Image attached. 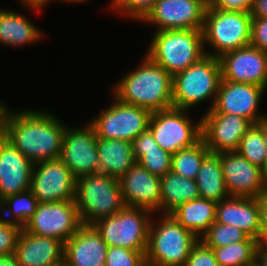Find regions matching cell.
<instances>
[{"label": "cell", "instance_id": "1", "mask_svg": "<svg viewBox=\"0 0 267 266\" xmlns=\"http://www.w3.org/2000/svg\"><path fill=\"white\" fill-rule=\"evenodd\" d=\"M9 109L0 102V134L6 140L33 163L60 158L66 124L47 111Z\"/></svg>", "mask_w": 267, "mask_h": 266}, {"label": "cell", "instance_id": "2", "mask_svg": "<svg viewBox=\"0 0 267 266\" xmlns=\"http://www.w3.org/2000/svg\"><path fill=\"white\" fill-rule=\"evenodd\" d=\"M138 66L113 86V95L151 112L172 108L173 77L146 54Z\"/></svg>", "mask_w": 267, "mask_h": 266}, {"label": "cell", "instance_id": "3", "mask_svg": "<svg viewBox=\"0 0 267 266\" xmlns=\"http://www.w3.org/2000/svg\"><path fill=\"white\" fill-rule=\"evenodd\" d=\"M146 55L172 77L206 55L203 31L177 29L155 31Z\"/></svg>", "mask_w": 267, "mask_h": 266}, {"label": "cell", "instance_id": "4", "mask_svg": "<svg viewBox=\"0 0 267 266\" xmlns=\"http://www.w3.org/2000/svg\"><path fill=\"white\" fill-rule=\"evenodd\" d=\"M250 11L216 9L208 3L204 14L203 40L207 55L221 57L251 43ZM213 52L208 51L207 46Z\"/></svg>", "mask_w": 267, "mask_h": 266}, {"label": "cell", "instance_id": "5", "mask_svg": "<svg viewBox=\"0 0 267 266\" xmlns=\"http://www.w3.org/2000/svg\"><path fill=\"white\" fill-rule=\"evenodd\" d=\"M221 75L219 58L205 55L199 61L173 76L172 106L190 110L211 98L208 110L216 100Z\"/></svg>", "mask_w": 267, "mask_h": 266}, {"label": "cell", "instance_id": "6", "mask_svg": "<svg viewBox=\"0 0 267 266\" xmlns=\"http://www.w3.org/2000/svg\"><path fill=\"white\" fill-rule=\"evenodd\" d=\"M74 202L84 225H93L102 218L115 215L126 206L119 179L102 173L76 179Z\"/></svg>", "mask_w": 267, "mask_h": 266}, {"label": "cell", "instance_id": "7", "mask_svg": "<svg viewBox=\"0 0 267 266\" xmlns=\"http://www.w3.org/2000/svg\"><path fill=\"white\" fill-rule=\"evenodd\" d=\"M151 220L146 250L147 266H185L193 245L199 240L172 215Z\"/></svg>", "mask_w": 267, "mask_h": 266}, {"label": "cell", "instance_id": "8", "mask_svg": "<svg viewBox=\"0 0 267 266\" xmlns=\"http://www.w3.org/2000/svg\"><path fill=\"white\" fill-rule=\"evenodd\" d=\"M153 212L125 206L115 215L93 224L109 247H121L146 253Z\"/></svg>", "mask_w": 267, "mask_h": 266}, {"label": "cell", "instance_id": "9", "mask_svg": "<svg viewBox=\"0 0 267 266\" xmlns=\"http://www.w3.org/2000/svg\"><path fill=\"white\" fill-rule=\"evenodd\" d=\"M188 112L172 107L151 114L148 129L158 146L172 155L192 147L202 138L201 117L194 122Z\"/></svg>", "mask_w": 267, "mask_h": 266}, {"label": "cell", "instance_id": "10", "mask_svg": "<svg viewBox=\"0 0 267 266\" xmlns=\"http://www.w3.org/2000/svg\"><path fill=\"white\" fill-rule=\"evenodd\" d=\"M106 107L89 124L94 128L97 138L119 139L132 142L139 134L148 129L152 112L117 99Z\"/></svg>", "mask_w": 267, "mask_h": 266}, {"label": "cell", "instance_id": "11", "mask_svg": "<svg viewBox=\"0 0 267 266\" xmlns=\"http://www.w3.org/2000/svg\"><path fill=\"white\" fill-rule=\"evenodd\" d=\"M74 201L39 203L23 229L33 235L68 241L82 226Z\"/></svg>", "mask_w": 267, "mask_h": 266}, {"label": "cell", "instance_id": "12", "mask_svg": "<svg viewBox=\"0 0 267 266\" xmlns=\"http://www.w3.org/2000/svg\"><path fill=\"white\" fill-rule=\"evenodd\" d=\"M76 178L60 158L34 163L30 191L39 203L74 201Z\"/></svg>", "mask_w": 267, "mask_h": 266}, {"label": "cell", "instance_id": "13", "mask_svg": "<svg viewBox=\"0 0 267 266\" xmlns=\"http://www.w3.org/2000/svg\"><path fill=\"white\" fill-rule=\"evenodd\" d=\"M207 5L206 0H156L141 22L155 26L156 31L203 30Z\"/></svg>", "mask_w": 267, "mask_h": 266}, {"label": "cell", "instance_id": "14", "mask_svg": "<svg viewBox=\"0 0 267 266\" xmlns=\"http://www.w3.org/2000/svg\"><path fill=\"white\" fill-rule=\"evenodd\" d=\"M74 128L66 127L60 159L78 179L98 173L99 161L94 128L88 122L83 127Z\"/></svg>", "mask_w": 267, "mask_h": 266}, {"label": "cell", "instance_id": "15", "mask_svg": "<svg viewBox=\"0 0 267 266\" xmlns=\"http://www.w3.org/2000/svg\"><path fill=\"white\" fill-rule=\"evenodd\" d=\"M266 89L248 83H235L221 79L213 108L205 113H229L242 116L252 124L267 117L258 111Z\"/></svg>", "mask_w": 267, "mask_h": 266}, {"label": "cell", "instance_id": "16", "mask_svg": "<svg viewBox=\"0 0 267 266\" xmlns=\"http://www.w3.org/2000/svg\"><path fill=\"white\" fill-rule=\"evenodd\" d=\"M220 162L230 196L256 198L267 190V175L237 151L221 152Z\"/></svg>", "mask_w": 267, "mask_h": 266}, {"label": "cell", "instance_id": "17", "mask_svg": "<svg viewBox=\"0 0 267 266\" xmlns=\"http://www.w3.org/2000/svg\"><path fill=\"white\" fill-rule=\"evenodd\" d=\"M222 79L267 89V53L249 44L219 57Z\"/></svg>", "mask_w": 267, "mask_h": 266}, {"label": "cell", "instance_id": "18", "mask_svg": "<svg viewBox=\"0 0 267 266\" xmlns=\"http://www.w3.org/2000/svg\"><path fill=\"white\" fill-rule=\"evenodd\" d=\"M201 116V136L212 153L237 151L241 138L252 126L248 119L229 113Z\"/></svg>", "mask_w": 267, "mask_h": 266}, {"label": "cell", "instance_id": "19", "mask_svg": "<svg viewBox=\"0 0 267 266\" xmlns=\"http://www.w3.org/2000/svg\"><path fill=\"white\" fill-rule=\"evenodd\" d=\"M126 206L145 208L160 214L161 180L137 162L119 179Z\"/></svg>", "mask_w": 267, "mask_h": 266}, {"label": "cell", "instance_id": "20", "mask_svg": "<svg viewBox=\"0 0 267 266\" xmlns=\"http://www.w3.org/2000/svg\"><path fill=\"white\" fill-rule=\"evenodd\" d=\"M34 163L0 134V200L30 189Z\"/></svg>", "mask_w": 267, "mask_h": 266}, {"label": "cell", "instance_id": "21", "mask_svg": "<svg viewBox=\"0 0 267 266\" xmlns=\"http://www.w3.org/2000/svg\"><path fill=\"white\" fill-rule=\"evenodd\" d=\"M65 243L51 237L19 234L15 257L19 266H59L64 263Z\"/></svg>", "mask_w": 267, "mask_h": 266}, {"label": "cell", "instance_id": "22", "mask_svg": "<svg viewBox=\"0 0 267 266\" xmlns=\"http://www.w3.org/2000/svg\"><path fill=\"white\" fill-rule=\"evenodd\" d=\"M108 245L93 225H82L65 242L66 266H105Z\"/></svg>", "mask_w": 267, "mask_h": 266}, {"label": "cell", "instance_id": "23", "mask_svg": "<svg viewBox=\"0 0 267 266\" xmlns=\"http://www.w3.org/2000/svg\"><path fill=\"white\" fill-rule=\"evenodd\" d=\"M215 222L233 225L258 241L262 235L256 198L230 196L218 202Z\"/></svg>", "mask_w": 267, "mask_h": 266}, {"label": "cell", "instance_id": "24", "mask_svg": "<svg viewBox=\"0 0 267 266\" xmlns=\"http://www.w3.org/2000/svg\"><path fill=\"white\" fill-rule=\"evenodd\" d=\"M98 173L120 179L136 163L132 142L97 138Z\"/></svg>", "mask_w": 267, "mask_h": 266}, {"label": "cell", "instance_id": "25", "mask_svg": "<svg viewBox=\"0 0 267 266\" xmlns=\"http://www.w3.org/2000/svg\"><path fill=\"white\" fill-rule=\"evenodd\" d=\"M45 36L28 18L14 10L0 9V43L7 47L34 44Z\"/></svg>", "mask_w": 267, "mask_h": 266}, {"label": "cell", "instance_id": "26", "mask_svg": "<svg viewBox=\"0 0 267 266\" xmlns=\"http://www.w3.org/2000/svg\"><path fill=\"white\" fill-rule=\"evenodd\" d=\"M216 207L217 203L215 201L197 198L183 203L170 215L200 239L215 222Z\"/></svg>", "mask_w": 267, "mask_h": 266}, {"label": "cell", "instance_id": "27", "mask_svg": "<svg viewBox=\"0 0 267 266\" xmlns=\"http://www.w3.org/2000/svg\"><path fill=\"white\" fill-rule=\"evenodd\" d=\"M132 149L136 162L151 174L162 177L171 171L172 154L158 146L149 129L132 141Z\"/></svg>", "mask_w": 267, "mask_h": 266}, {"label": "cell", "instance_id": "28", "mask_svg": "<svg viewBox=\"0 0 267 266\" xmlns=\"http://www.w3.org/2000/svg\"><path fill=\"white\" fill-rule=\"evenodd\" d=\"M161 180L160 214H171L185 202L200 198L197 183L169 171Z\"/></svg>", "mask_w": 267, "mask_h": 266}, {"label": "cell", "instance_id": "29", "mask_svg": "<svg viewBox=\"0 0 267 266\" xmlns=\"http://www.w3.org/2000/svg\"><path fill=\"white\" fill-rule=\"evenodd\" d=\"M195 181L199 189L200 198L218 203L230 197L223 176L220 153L210 152L204 158Z\"/></svg>", "mask_w": 267, "mask_h": 266}, {"label": "cell", "instance_id": "30", "mask_svg": "<svg viewBox=\"0 0 267 266\" xmlns=\"http://www.w3.org/2000/svg\"><path fill=\"white\" fill-rule=\"evenodd\" d=\"M38 204L37 198L27 190L1 200L0 213L5 221L23 228L35 213Z\"/></svg>", "mask_w": 267, "mask_h": 266}, {"label": "cell", "instance_id": "31", "mask_svg": "<svg viewBox=\"0 0 267 266\" xmlns=\"http://www.w3.org/2000/svg\"><path fill=\"white\" fill-rule=\"evenodd\" d=\"M258 246V240L248 236L243 241L212 250L219 266H255Z\"/></svg>", "mask_w": 267, "mask_h": 266}, {"label": "cell", "instance_id": "32", "mask_svg": "<svg viewBox=\"0 0 267 266\" xmlns=\"http://www.w3.org/2000/svg\"><path fill=\"white\" fill-rule=\"evenodd\" d=\"M209 153L205 141L201 138L192 147L180 149L172 155L171 171L195 180L204 158Z\"/></svg>", "mask_w": 267, "mask_h": 266}, {"label": "cell", "instance_id": "33", "mask_svg": "<svg viewBox=\"0 0 267 266\" xmlns=\"http://www.w3.org/2000/svg\"><path fill=\"white\" fill-rule=\"evenodd\" d=\"M237 152L249 160L252 164L259 166L266 174V148L261 126L252 124L241 138Z\"/></svg>", "mask_w": 267, "mask_h": 266}, {"label": "cell", "instance_id": "34", "mask_svg": "<svg viewBox=\"0 0 267 266\" xmlns=\"http://www.w3.org/2000/svg\"><path fill=\"white\" fill-rule=\"evenodd\" d=\"M247 237L245 232L233 225L214 222L200 240L212 249L243 241Z\"/></svg>", "mask_w": 267, "mask_h": 266}, {"label": "cell", "instance_id": "35", "mask_svg": "<svg viewBox=\"0 0 267 266\" xmlns=\"http://www.w3.org/2000/svg\"><path fill=\"white\" fill-rule=\"evenodd\" d=\"M145 254L121 247H108L105 266H147Z\"/></svg>", "mask_w": 267, "mask_h": 266}, {"label": "cell", "instance_id": "36", "mask_svg": "<svg viewBox=\"0 0 267 266\" xmlns=\"http://www.w3.org/2000/svg\"><path fill=\"white\" fill-rule=\"evenodd\" d=\"M109 7L122 16L142 21L152 10L156 0H111Z\"/></svg>", "mask_w": 267, "mask_h": 266}, {"label": "cell", "instance_id": "37", "mask_svg": "<svg viewBox=\"0 0 267 266\" xmlns=\"http://www.w3.org/2000/svg\"><path fill=\"white\" fill-rule=\"evenodd\" d=\"M22 227L0 218V256L15 253L16 243Z\"/></svg>", "mask_w": 267, "mask_h": 266}, {"label": "cell", "instance_id": "38", "mask_svg": "<svg viewBox=\"0 0 267 266\" xmlns=\"http://www.w3.org/2000/svg\"><path fill=\"white\" fill-rule=\"evenodd\" d=\"M185 266H219L213 250L200 239L193 245Z\"/></svg>", "mask_w": 267, "mask_h": 266}, {"label": "cell", "instance_id": "39", "mask_svg": "<svg viewBox=\"0 0 267 266\" xmlns=\"http://www.w3.org/2000/svg\"><path fill=\"white\" fill-rule=\"evenodd\" d=\"M250 44L267 53V18H252Z\"/></svg>", "mask_w": 267, "mask_h": 266}, {"label": "cell", "instance_id": "40", "mask_svg": "<svg viewBox=\"0 0 267 266\" xmlns=\"http://www.w3.org/2000/svg\"><path fill=\"white\" fill-rule=\"evenodd\" d=\"M254 0H213L210 4L216 9L250 11Z\"/></svg>", "mask_w": 267, "mask_h": 266}, {"label": "cell", "instance_id": "41", "mask_svg": "<svg viewBox=\"0 0 267 266\" xmlns=\"http://www.w3.org/2000/svg\"><path fill=\"white\" fill-rule=\"evenodd\" d=\"M262 233L267 229V190L256 197Z\"/></svg>", "mask_w": 267, "mask_h": 266}, {"label": "cell", "instance_id": "42", "mask_svg": "<svg viewBox=\"0 0 267 266\" xmlns=\"http://www.w3.org/2000/svg\"><path fill=\"white\" fill-rule=\"evenodd\" d=\"M250 13L252 18H267V0H254Z\"/></svg>", "mask_w": 267, "mask_h": 266}, {"label": "cell", "instance_id": "43", "mask_svg": "<svg viewBox=\"0 0 267 266\" xmlns=\"http://www.w3.org/2000/svg\"><path fill=\"white\" fill-rule=\"evenodd\" d=\"M19 2H21V4L28 10L30 9L32 11L39 12L40 9L49 3V0H19Z\"/></svg>", "mask_w": 267, "mask_h": 266}, {"label": "cell", "instance_id": "44", "mask_svg": "<svg viewBox=\"0 0 267 266\" xmlns=\"http://www.w3.org/2000/svg\"><path fill=\"white\" fill-rule=\"evenodd\" d=\"M255 266H267V250L259 246L256 249Z\"/></svg>", "mask_w": 267, "mask_h": 266}, {"label": "cell", "instance_id": "45", "mask_svg": "<svg viewBox=\"0 0 267 266\" xmlns=\"http://www.w3.org/2000/svg\"><path fill=\"white\" fill-rule=\"evenodd\" d=\"M0 266H19L14 254L0 256Z\"/></svg>", "mask_w": 267, "mask_h": 266}, {"label": "cell", "instance_id": "46", "mask_svg": "<svg viewBox=\"0 0 267 266\" xmlns=\"http://www.w3.org/2000/svg\"><path fill=\"white\" fill-rule=\"evenodd\" d=\"M263 131V137H264V142H265V148H266V156H267V117L263 118L259 123H258ZM266 175H267V159H266Z\"/></svg>", "mask_w": 267, "mask_h": 266}, {"label": "cell", "instance_id": "47", "mask_svg": "<svg viewBox=\"0 0 267 266\" xmlns=\"http://www.w3.org/2000/svg\"><path fill=\"white\" fill-rule=\"evenodd\" d=\"M259 247L267 250V229L262 233L260 240L258 241Z\"/></svg>", "mask_w": 267, "mask_h": 266}, {"label": "cell", "instance_id": "48", "mask_svg": "<svg viewBox=\"0 0 267 266\" xmlns=\"http://www.w3.org/2000/svg\"><path fill=\"white\" fill-rule=\"evenodd\" d=\"M53 0H49V3L52 2ZM64 3H83L86 2L87 0H60Z\"/></svg>", "mask_w": 267, "mask_h": 266}]
</instances>
